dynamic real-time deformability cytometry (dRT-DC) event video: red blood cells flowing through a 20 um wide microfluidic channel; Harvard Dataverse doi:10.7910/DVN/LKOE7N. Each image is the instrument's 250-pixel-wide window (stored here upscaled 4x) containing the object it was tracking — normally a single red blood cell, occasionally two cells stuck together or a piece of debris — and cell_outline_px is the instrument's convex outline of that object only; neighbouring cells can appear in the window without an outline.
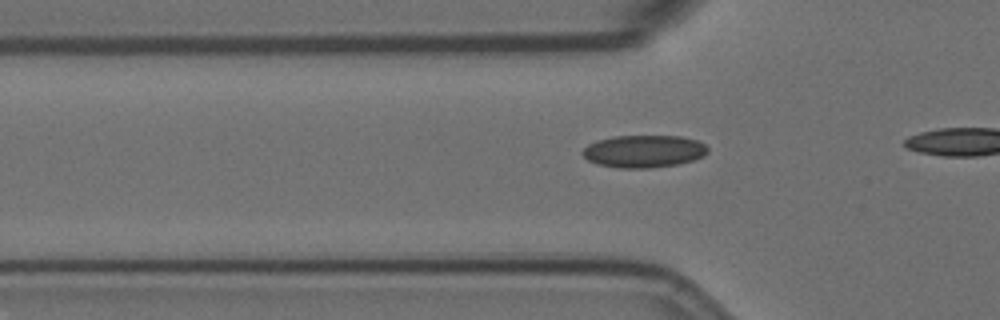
{"species": "Egyptian fruit bat (a non-hibernating species)", "species_latin": "Rousettus aegyptiacus", "temperature_condition": "room temperature", "stored_images_in_passage": 11, "camera_frame_rate_fps": 3000, "um_per_image_px": 0.085, "animal": {"sex": "female"}, "frame": {"image": 1, "passage_image": 5, "time_ms": 1.333, "image_size_px": [1000, 320], "cell_outline_px": [[708, 152], [704, 156], [692, 160], [676, 164], [648, 168], [616, 168], [596, 164], [588, 160], [580, 152], [588, 144], [596, 140], [612, 136], [680, 136], [696, 140], [704, 144], [708, 148]], "centroid_in_image_um": [54.68, 12.86], "position_along_channel_um": 71.1, "area_um2": 23.76}}
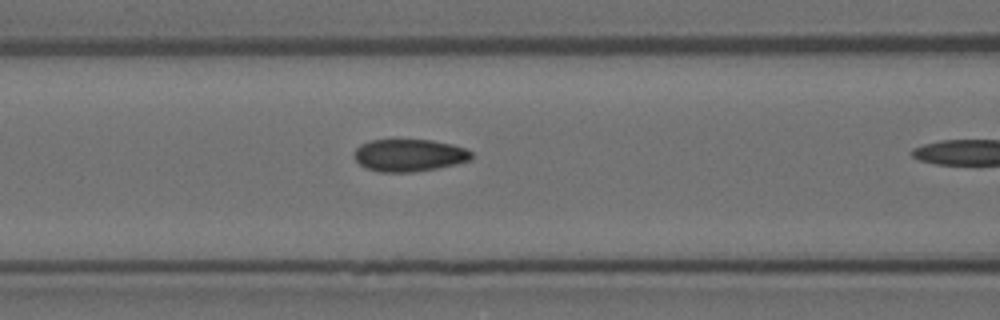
{"frame": {"image": 2, "passage_image": 10, "time_ms": 3.0, "image_size_px": [1000, 320], "cell_outline_px": [[472, 156], [468, 160], [456, 164], [436, 168], [412, 172], [380, 172], [364, 168], [352, 156], [356, 148], [360, 144], [372, 140], [432, 140], [452, 144], [464, 148], [472, 152]], "centroid_in_image_um": [34.74, 13.2], "position_along_channel_um": 131.9, "area_um2": 22.08}}